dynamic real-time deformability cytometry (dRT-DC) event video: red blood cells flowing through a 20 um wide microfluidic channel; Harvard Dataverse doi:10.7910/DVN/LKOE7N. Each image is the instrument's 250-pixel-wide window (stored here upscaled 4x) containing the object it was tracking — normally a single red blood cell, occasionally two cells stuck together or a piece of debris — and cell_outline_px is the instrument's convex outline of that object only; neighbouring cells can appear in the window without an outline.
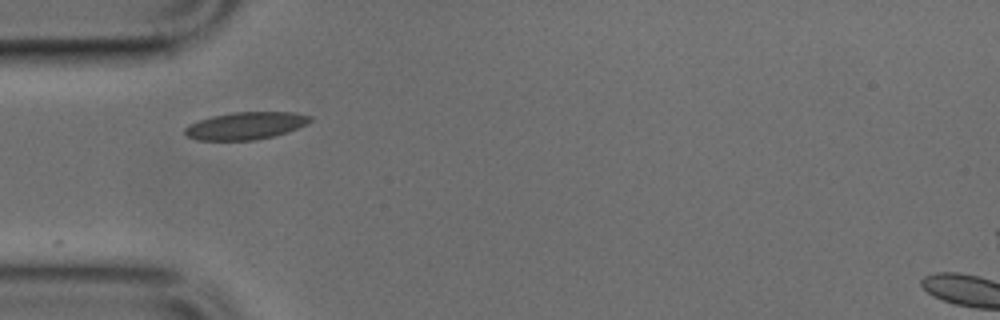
{"species": "common noctule bat (a hibernating species)", "species_latin": "Nyctalus noctula", "temperature_condition": "cold", "stored_images_in_passage": 16, "camera_frame_rate_fps": 3000, "um_per_image_px": 0.085, "animal": {"sex": "male", "body_mass_g": 17.9, "forearm_length_mm": 54.2}, "frame": {"image": 1, "passage_image": 1, "time_ms": 0.0, "image_size_px": [1000, 320], "cell_outline_px": [[312, 120], [308, 124], [272, 136], [256, 140], [196, 140], [188, 136], [184, 132], [184, 128], [188, 124], [212, 116], [232, 112], [296, 112], [312, 116]], "centroid_in_image_um": [20.87, 10.68], "position_along_channel_um": 64.1, "area_um2": 19.94}}
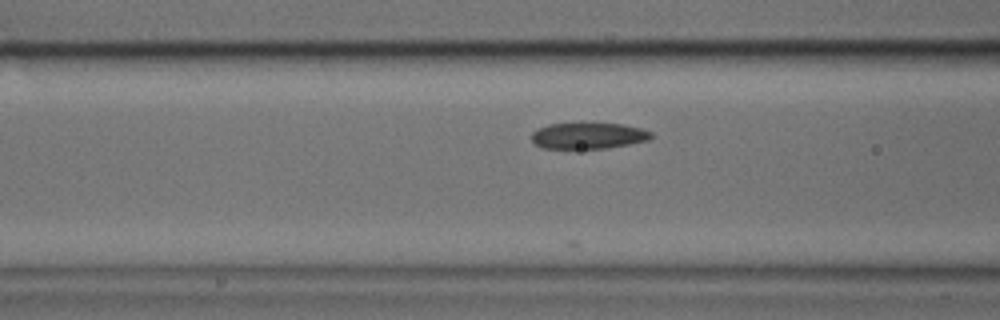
{"frame": {"image": 2, "passage_image": 5, "time_ms": 1.333, "image_size_px": [1000, 320], "cell_outline_px": [[652, 136], [648, 140], [628, 144], [604, 148], [544, 148], [536, 144], [532, 140], [532, 132], [536, 128], [548, 124], [624, 124], [640, 128], [652, 132]], "centroid_in_image_um": [49.99, 11.53], "position_along_channel_um": 116.6, "area_um2": 17.92}}